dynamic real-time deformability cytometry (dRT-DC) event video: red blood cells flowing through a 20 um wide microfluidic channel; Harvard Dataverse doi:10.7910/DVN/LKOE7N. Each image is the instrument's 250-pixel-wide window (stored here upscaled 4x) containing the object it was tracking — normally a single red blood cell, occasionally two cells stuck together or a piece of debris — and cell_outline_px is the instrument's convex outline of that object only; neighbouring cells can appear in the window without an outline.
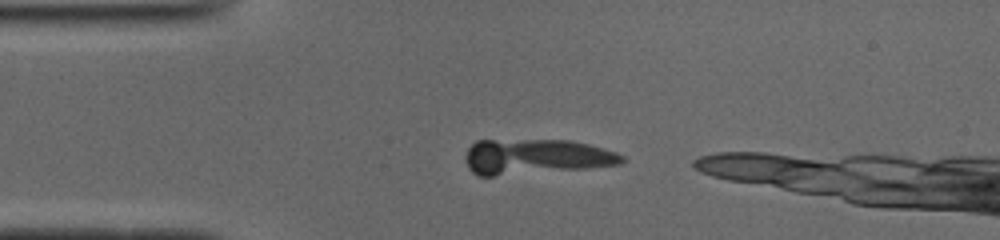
{"species": "common noctule bat (a hibernating species)", "species_latin": "Nyctalus noctula", "temperature_condition": "cold", "stored_images_in_passage": 9, "camera_frame_rate_fps": 3000, "um_per_image_px": 0.085, "animal": {"sex": "male", "body_mass_g": 19.0, "forearm_length_mm": 50.8}, "frame": {"image": 1, "passage_image": 1, "time_ms": 0.0, "image_size_px": [1000, 240], "cell_outline_px": [[624, 160], [620, 164], [584, 168], [492, 176], [476, 176], [468, 168], [468, 148], [476, 140], [568, 140], [616, 152], [624, 156]], "centroid_in_image_um": [45.5, 13.32], "position_along_channel_um": 39.5, "area_um2": 31.56}}